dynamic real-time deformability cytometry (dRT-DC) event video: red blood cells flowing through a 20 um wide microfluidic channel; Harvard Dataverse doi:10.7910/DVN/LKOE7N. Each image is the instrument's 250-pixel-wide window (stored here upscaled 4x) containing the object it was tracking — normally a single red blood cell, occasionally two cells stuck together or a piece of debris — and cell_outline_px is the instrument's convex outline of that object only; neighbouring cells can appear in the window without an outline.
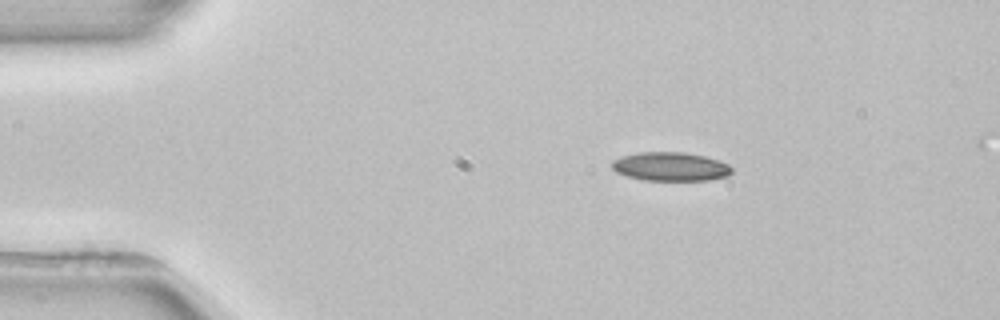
{"species": "common noctule bat (a hibernating species)", "species_latin": "Nyctalus noctula", "temperature_condition": "room temperature", "stored_images_in_passage": 2, "camera_frame_rate_fps": 3000, "um_per_image_px": 0.085, "animal": {"sex": "female", "body_mass_g": 22.7, "forearm_length_mm": 54.2}, "frame": {"image": 1, "passage_image": 1, "time_ms": 0.0, "image_size_px": [1000, 320], "cell_outline_px": [[732, 172], [728, 176], [708, 180], [644, 180], [628, 176], [616, 172], [612, 168], [612, 160], [620, 156], [636, 152], [684, 152], [704, 156], [720, 160], [728, 164], [732, 168]], "centroid_in_image_um": [56.99, 14.15], "position_along_channel_um": 28.0, "area_um2": 20.23}}